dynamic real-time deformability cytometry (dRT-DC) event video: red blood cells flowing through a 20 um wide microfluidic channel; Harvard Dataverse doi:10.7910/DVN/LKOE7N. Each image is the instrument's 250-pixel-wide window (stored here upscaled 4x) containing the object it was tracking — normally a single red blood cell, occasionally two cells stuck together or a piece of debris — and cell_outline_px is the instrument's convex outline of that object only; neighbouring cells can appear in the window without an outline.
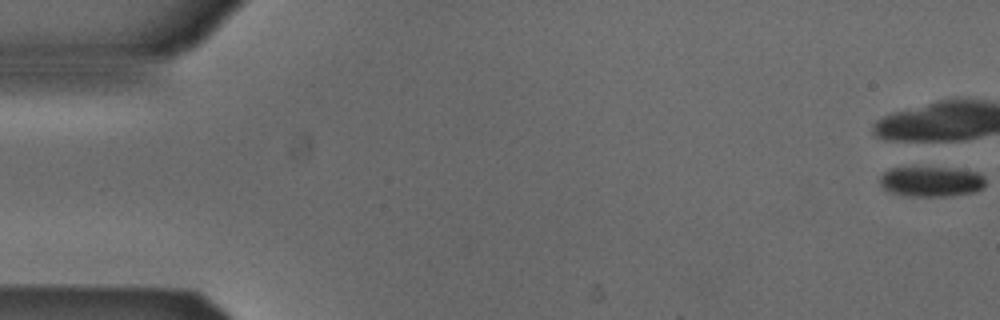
{"species": "Egyptian fruit bat (a non-hibernating species)", "species_latin": "Rousettus aegyptiacus", "temperature_condition": "cold", "stored_images_in_passage": 8, "camera_frame_rate_fps": 3000, "um_per_image_px": 0.085, "animal": {"sex": "male"}, "frame": {"image": 1, "passage_image": 1, "time_ms": 0.0, "image_size_px": [1000, 320], "cell_outline_px": [[984, 188], [976, 192], [944, 196], [904, 196], [892, 192], [884, 188], [880, 184], [880, 176], [888, 168], [956, 168], [976, 172], [984, 176]], "centroid_in_image_um": [79.16, 15.43], "position_along_channel_um": 5.8, "area_um2": 18.55}}